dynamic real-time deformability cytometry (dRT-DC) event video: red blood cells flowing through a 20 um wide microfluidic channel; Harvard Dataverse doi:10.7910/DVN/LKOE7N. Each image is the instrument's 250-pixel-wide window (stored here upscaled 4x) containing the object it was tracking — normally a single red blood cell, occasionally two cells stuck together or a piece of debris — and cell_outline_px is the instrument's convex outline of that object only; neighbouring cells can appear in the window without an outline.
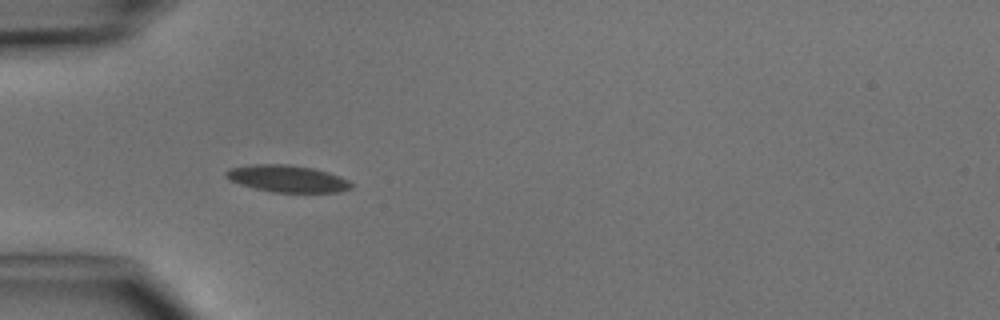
{"species": "common noctule bat (a hibernating species)", "species_latin": "Nyctalus noctula", "temperature_condition": "cold", "stored_images_in_passage": 5, "camera_frame_rate_fps": 3000, "um_per_image_px": 0.085, "animal": {"sex": "male", "body_mass_g": 15.6}, "frame": {"image": 1, "passage_image": 4, "time_ms": 4.333, "image_size_px": [1000, 320], "cell_outline_px": [[352, 188], [340, 192], [272, 192], [240, 184], [228, 180], [224, 176], [224, 172], [228, 168], [252, 164], [288, 164], [312, 168], [328, 172], [348, 180], [352, 184]], "centroid_in_image_um": [24.38, 15.18], "position_along_channel_um": 60.6, "area_um2": 19.71}}